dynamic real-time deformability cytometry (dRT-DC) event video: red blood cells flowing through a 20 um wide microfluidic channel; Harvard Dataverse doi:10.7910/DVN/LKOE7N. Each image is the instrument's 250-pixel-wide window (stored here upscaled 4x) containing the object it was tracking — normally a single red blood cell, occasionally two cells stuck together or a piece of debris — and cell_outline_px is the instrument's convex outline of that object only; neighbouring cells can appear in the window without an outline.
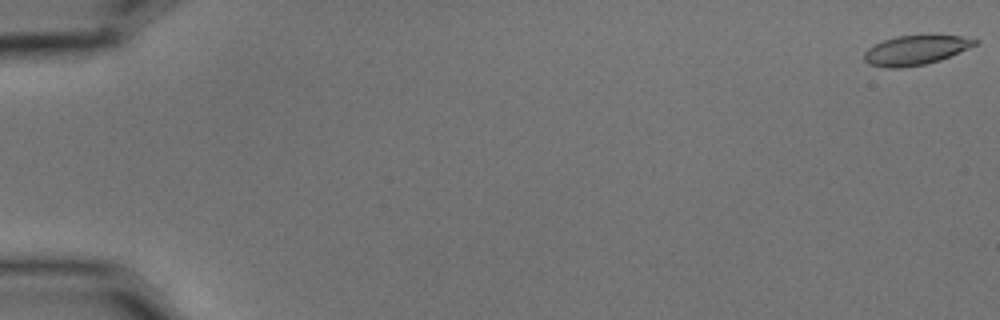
{"species": "common noctule bat (a hibernating species)", "species_latin": "Nyctalus noctula", "temperature_condition": "cold", "stored_images_in_passage": 4, "camera_frame_rate_fps": 3000, "um_per_image_px": 0.085, "animal": {"sex": "male", "body_mass_g": 15.6}, "frame": {"image": 1, "passage_image": 1, "time_ms": 0.0, "image_size_px": [1000, 320], "cell_outline_px": [[980, 40], [976, 44], [968, 48], [940, 60], [924, 64], [900, 68], [888, 68], [868, 64], [864, 60], [864, 52], [868, 48], [884, 40], [896, 36], [960, 36]], "centroid_in_image_um": [77.79, 4.27], "position_along_channel_um": 7.2, "area_um2": 18.67}}